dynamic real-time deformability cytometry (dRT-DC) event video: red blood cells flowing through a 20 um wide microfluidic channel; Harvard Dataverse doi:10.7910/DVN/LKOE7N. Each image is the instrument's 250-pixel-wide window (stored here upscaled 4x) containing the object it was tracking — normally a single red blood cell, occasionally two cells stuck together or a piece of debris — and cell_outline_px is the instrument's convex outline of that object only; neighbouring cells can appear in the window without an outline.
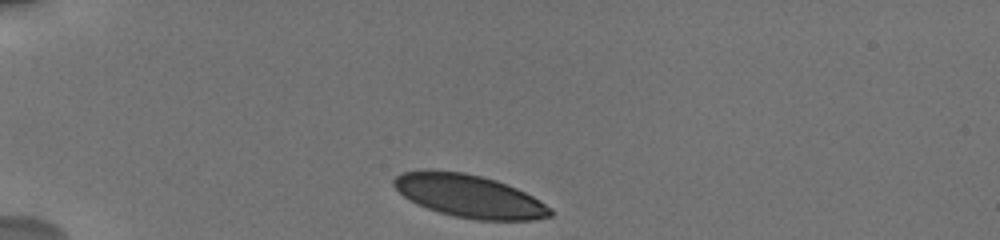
{"species": "human", "species_latin": "Homo sapiens", "temperature_condition": "cold", "stored_images_in_passage": 3, "camera_frame_rate_fps": 3000, "um_per_image_px": 0.085, "donor": {"sex": "male"}, "frame": {"image": 1, "passage_image": 1, "time_ms": 0.0, "image_size_px": [1000, 240], "cell_outline_px": [[552, 216], [536, 220], [476, 220], [456, 216], [440, 212], [416, 204], [404, 196], [392, 184], [392, 180], [400, 172], [464, 172], [496, 180], [516, 188], [532, 196], [552, 208]], "centroid_in_image_um": [39.93, 16.69], "position_along_channel_um": 45.1, "area_um2": 38.32}}